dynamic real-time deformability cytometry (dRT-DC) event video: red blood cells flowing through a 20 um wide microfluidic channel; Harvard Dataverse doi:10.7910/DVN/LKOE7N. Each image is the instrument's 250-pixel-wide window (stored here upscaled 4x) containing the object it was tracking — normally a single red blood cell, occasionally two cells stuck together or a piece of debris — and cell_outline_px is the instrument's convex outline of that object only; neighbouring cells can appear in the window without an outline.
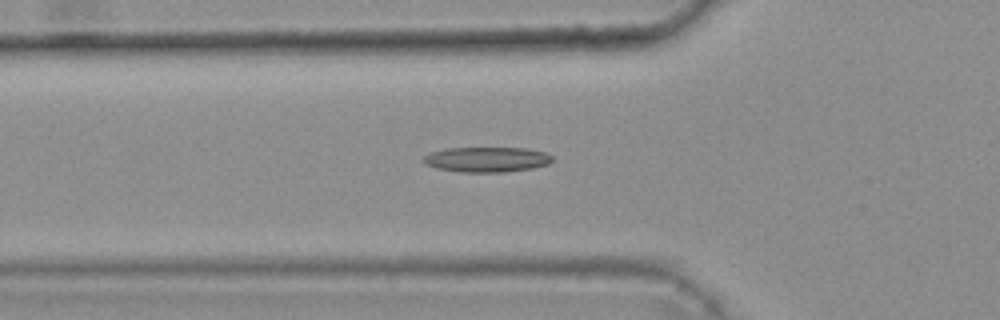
{"species": "common noctule bat (a hibernating species)", "species_latin": "Nyctalus noctula", "temperature_condition": "warm", "stored_images_in_passage": 42, "camera_frame_rate_fps": 3000, "um_per_image_px": 0.085, "animal": {"sex": "female", "body_mass_g": 25.1}, "frame": {"image": 1, "passage_image": 19, "time_ms": 6.0, "image_size_px": [1000, 320], "cell_outline_px": [[552, 160], [548, 164], [532, 168], [504, 172], [460, 172], [436, 168], [428, 164], [424, 160], [424, 156], [432, 152], [448, 148], [528, 148], [544, 152], [552, 156]], "centroid_in_image_um": [41.41, 13.55], "position_along_channel_um": 84.4, "area_um2": 18.67}}
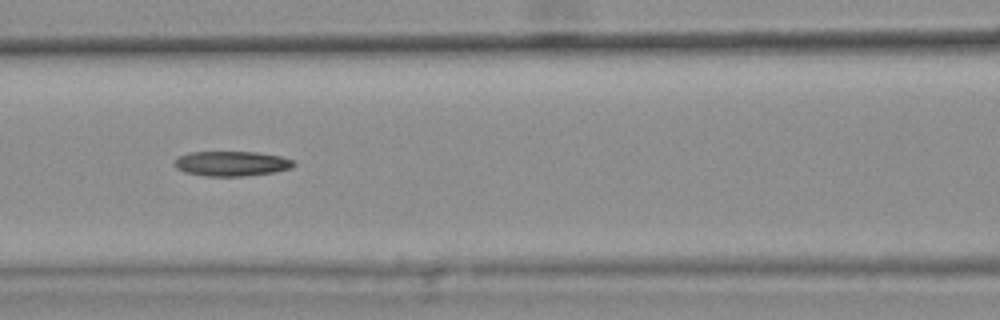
{"frame": {"image": 2, "passage_image": 24, "time_ms": 7.667, "image_size_px": [1000, 320], "cell_outline_px": [[296, 164], [292, 168], [272, 172], [244, 176], [204, 176], [184, 172], [176, 168], [172, 164], [172, 160], [188, 152], [256, 152], [280, 156], [292, 160]], "centroid_in_image_um": [19.62, 13.9], "position_along_channel_um": 147.0, "area_um2": 17.4}}